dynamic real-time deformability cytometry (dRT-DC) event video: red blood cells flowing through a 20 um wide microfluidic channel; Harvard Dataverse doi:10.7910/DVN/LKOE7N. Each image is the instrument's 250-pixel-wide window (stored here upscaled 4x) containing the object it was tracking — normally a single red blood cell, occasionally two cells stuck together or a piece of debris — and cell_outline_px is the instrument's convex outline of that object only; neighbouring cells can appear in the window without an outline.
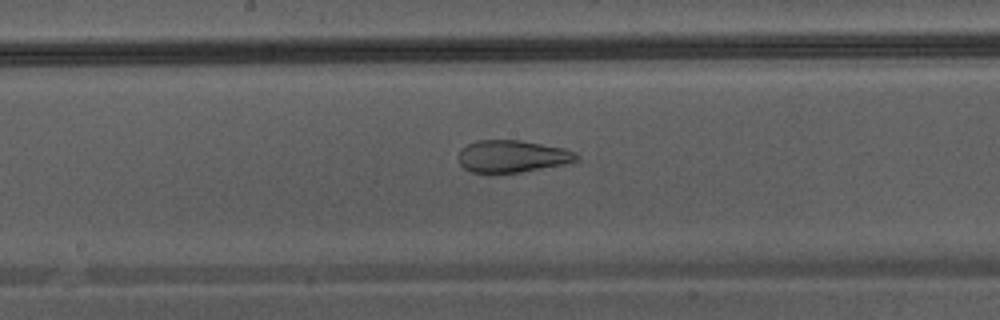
{"species": "Egyptian fruit bat (a non-hibernating species)", "species_latin": "Rousettus aegyptiacus", "temperature_condition": "warm", "stored_images_in_passage": 31, "camera_frame_rate_fps": 3000, "um_per_image_px": 0.085, "animal": {"sex": "male"}, "frame": {"image": 1, "passage_image": 14, "time_ms": 4.333, "image_size_px": [1000, 320], "cell_outline_px": [[580, 156], [576, 160], [564, 164], [520, 172], [472, 172], [464, 168], [460, 164], [460, 148], [476, 140], [520, 140], [564, 148], [576, 152]], "centroid_in_image_um": [43.55, 13.27], "position_along_channel_um": 204.6, "area_um2": 21.91}}
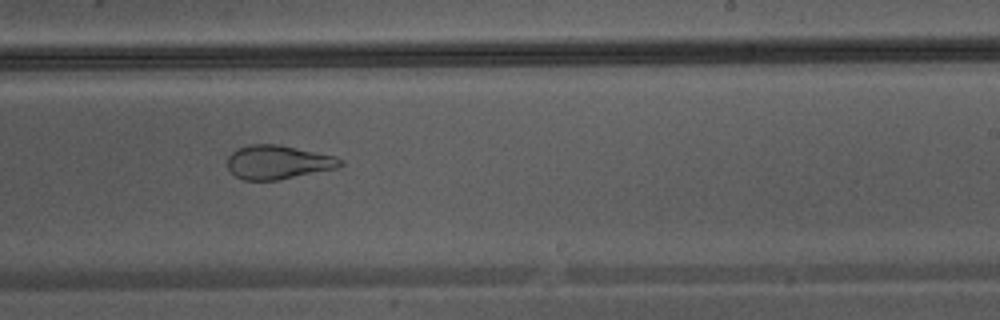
{"frame": {"image": 2, "passage_image": 18, "time_ms": 5.667, "image_size_px": [1000, 320], "cell_outline_px": [[344, 164], [336, 168], [276, 180], [244, 180], [236, 176], [228, 168], [228, 156], [236, 148], [248, 144], [276, 144], [336, 156], [344, 160]], "centroid_in_image_um": [23.62, 13.77], "position_along_channel_um": 265.4, "area_um2": 22.14}}